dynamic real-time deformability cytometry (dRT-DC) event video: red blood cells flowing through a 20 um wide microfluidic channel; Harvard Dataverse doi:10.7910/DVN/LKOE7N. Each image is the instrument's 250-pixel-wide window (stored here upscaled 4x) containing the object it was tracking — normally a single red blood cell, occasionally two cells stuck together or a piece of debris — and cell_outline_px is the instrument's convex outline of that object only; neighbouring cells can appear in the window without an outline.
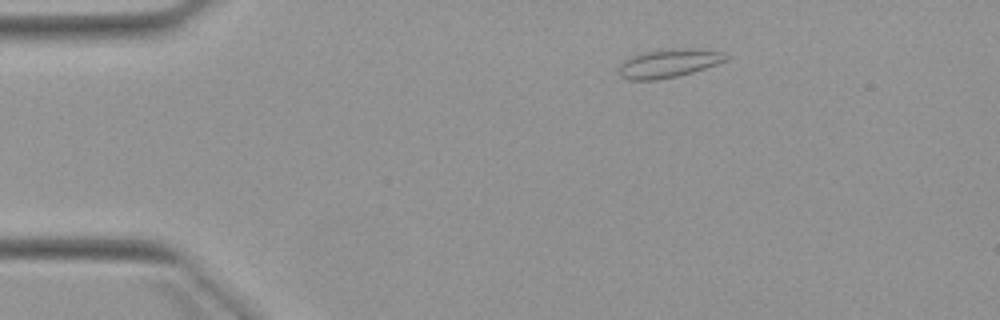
{"species": "Egyptian fruit bat (a non-hibernating species)", "species_latin": "Rousettus aegyptiacus", "temperature_condition": "warm", "stored_images_in_passage": 4, "camera_frame_rate_fps": 3000, "um_per_image_px": 0.085, "animal": {"sex": "female"}, "frame": {"image": 1, "passage_image": 2, "time_ms": 1.0, "image_size_px": [1000, 320], "cell_outline_px": [[732, 56], [728, 60], [692, 72], [676, 76], [656, 80], [628, 80], [620, 76], [620, 64], [628, 56], [640, 52], [664, 48], [704, 48], [724, 52]], "centroid_in_image_um": [56.87, 5.34], "position_along_channel_um": 28.1, "area_um2": 18.32}}